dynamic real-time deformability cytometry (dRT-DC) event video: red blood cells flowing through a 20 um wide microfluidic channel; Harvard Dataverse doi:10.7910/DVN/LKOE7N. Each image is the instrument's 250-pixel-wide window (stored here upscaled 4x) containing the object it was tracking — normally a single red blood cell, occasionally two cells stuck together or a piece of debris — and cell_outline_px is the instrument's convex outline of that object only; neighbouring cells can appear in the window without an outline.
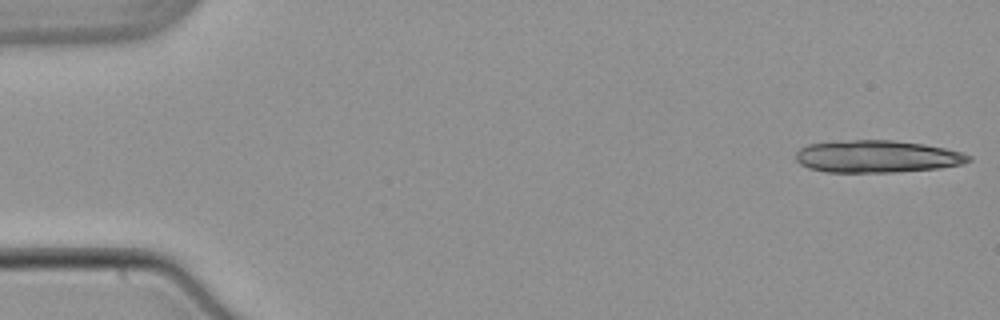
{"species": "common noctule bat (a hibernating species)", "species_latin": "Nyctalus noctula", "temperature_condition": "warm", "stored_images_in_passage": 14, "camera_frame_rate_fps": 3000, "um_per_image_px": 0.085, "animal": {"sex": "male", "body_mass_g": 21.5, "forearm_length_mm": 52.0}, "frame": {"image": 1, "passage_image": 1, "time_ms": 0.0, "image_size_px": [1000, 320], "cell_outline_px": [[972, 160], [964, 164], [940, 168], [896, 172], [828, 172], [808, 168], [800, 164], [796, 160], [796, 152], [800, 148], [808, 144], [852, 140], [892, 140], [924, 144], [944, 148], [960, 152], [972, 156]], "centroid_in_image_um": [74.57, 13.31], "position_along_channel_um": 10.4, "area_um2": 32.54}}